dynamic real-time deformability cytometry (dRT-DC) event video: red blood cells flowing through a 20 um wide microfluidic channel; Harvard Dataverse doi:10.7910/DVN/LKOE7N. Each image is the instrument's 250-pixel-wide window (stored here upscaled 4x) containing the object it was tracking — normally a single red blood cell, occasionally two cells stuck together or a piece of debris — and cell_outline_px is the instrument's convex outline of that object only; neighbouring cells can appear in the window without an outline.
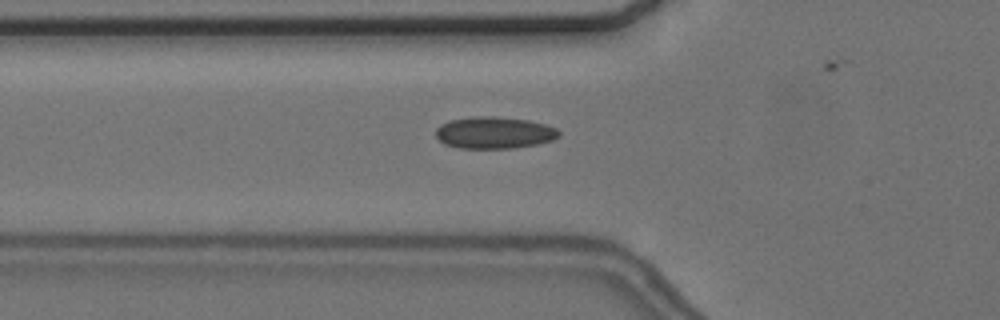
{"species": "common noctule bat (a hibernating species)", "species_latin": "Nyctalus noctula", "temperature_condition": "cold", "stored_images_in_passage": 46, "camera_frame_rate_fps": 3000, "um_per_image_px": 0.085, "animal": {"sex": "female", "body_mass_g": 24.6, "forearm_length_mm": 56.2}, "frame": {"image": 1, "passage_image": 20, "time_ms": 6.333, "image_size_px": [1000, 320], "cell_outline_px": [[560, 136], [552, 140], [536, 144], [512, 148], [460, 148], [444, 144], [436, 136], [436, 128], [440, 124], [448, 120], [472, 116], [496, 116], [528, 120], [544, 124], [556, 128], [560, 132]], "centroid_in_image_um": [41.99, 11.27], "position_along_channel_um": 83.8, "area_um2": 22.95}}